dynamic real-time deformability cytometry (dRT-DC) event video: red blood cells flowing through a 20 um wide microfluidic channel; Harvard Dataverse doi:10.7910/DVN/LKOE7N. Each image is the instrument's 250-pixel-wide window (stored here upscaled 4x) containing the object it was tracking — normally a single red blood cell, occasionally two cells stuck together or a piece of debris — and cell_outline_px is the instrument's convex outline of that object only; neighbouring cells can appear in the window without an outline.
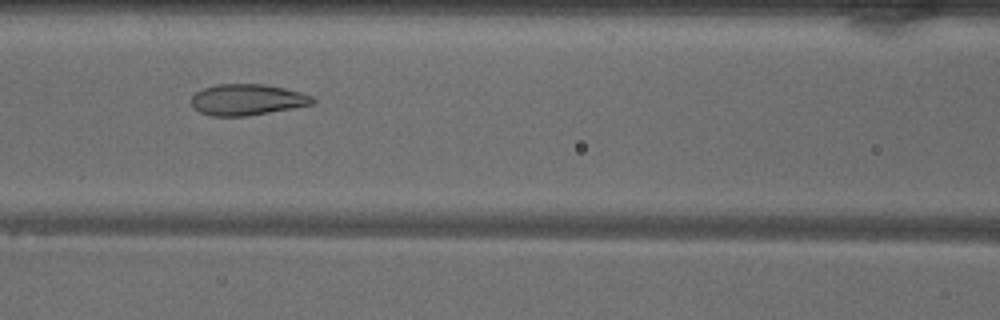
{"species": "common noctule bat (a hibernating species)", "species_latin": "Nyctalus noctula", "temperature_condition": "warm", "stored_images_in_passage": 43, "camera_frame_rate_fps": 3000, "um_per_image_px": 0.085, "animal": {"sex": "male", "body_mass_g": 18.8}, "frame": {"image": 1, "passage_image": 20, "time_ms": 6.333, "image_size_px": [1000, 320], "cell_outline_px": [[316, 100], [312, 104], [292, 108], [244, 116], [212, 116], [200, 112], [192, 108], [192, 96], [196, 92], [204, 88], [216, 84], [264, 84], [284, 88], [300, 92], [312, 96]], "centroid_in_image_um": [20.99, 8.47], "position_along_channel_um": 145.6, "area_um2": 21.85}}
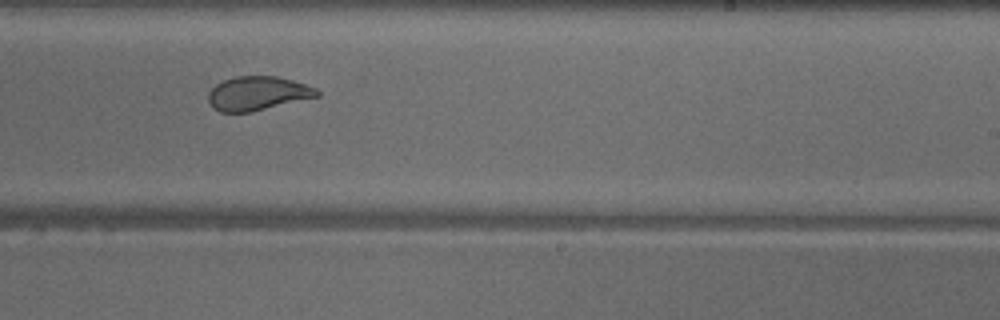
{"frame": {"image": 2, "passage_image": 29, "time_ms": 9.333, "image_size_px": [1000, 320], "cell_outline_px": [[320, 96], [248, 112], [220, 112], [212, 108], [208, 100], [208, 92], [216, 84], [224, 80], [236, 76], [276, 76], [292, 80], [316, 88], [320, 92]], "centroid_in_image_um": [21.87, 7.93], "position_along_channel_um": 267.1, "area_um2": 21.39}}
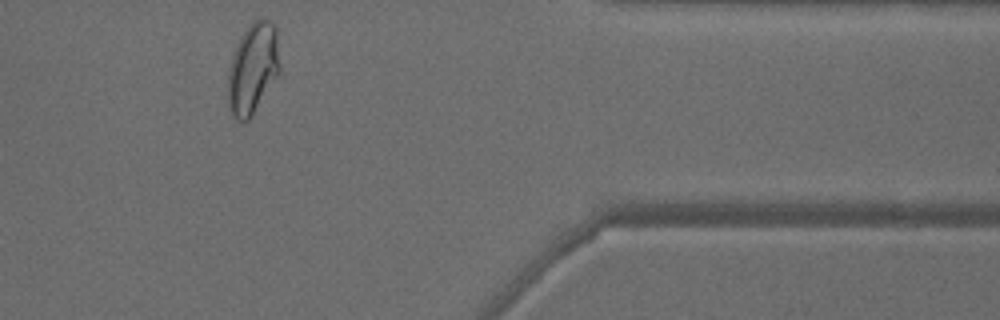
{"frame": {"image": 3, "passage_image": 40, "time_ms": 13.0, "image_size_px": [1000, 320], "cell_outline_px": [[280, 72], [252, 116], [248, 120], [236, 120], [232, 116], [228, 108], [228, 72], [232, 56], [240, 36], [252, 20], [260, 16], [268, 20], [276, 28], [280, 64]], "centroid_in_image_um": [21.49, 5.8], "position_along_channel_um": 389.9, "area_um2": 27.74}, "authors_computed_cell_mechanics": {"area_um2": 24.9118, "velocity_mm_per_s": 4.0586, "shape_relaxation_time_tau1_ms": 6.706, "shape_relaxation_time_tau2_ms": 0.7891, "deformation_change_tau1": 0.1932, "deformation_change_tau2": 0.0628}}